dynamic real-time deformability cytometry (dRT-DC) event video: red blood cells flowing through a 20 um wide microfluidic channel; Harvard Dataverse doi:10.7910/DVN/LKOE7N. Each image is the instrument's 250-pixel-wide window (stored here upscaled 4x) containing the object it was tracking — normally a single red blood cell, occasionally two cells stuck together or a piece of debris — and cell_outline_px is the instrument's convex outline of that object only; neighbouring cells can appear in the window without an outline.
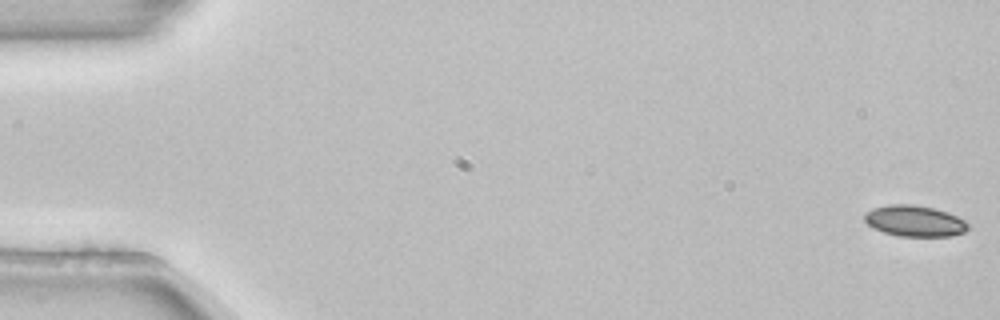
{"species": "common noctule bat (a hibernating species)", "species_latin": "Nyctalus noctula", "temperature_condition": "room temperature", "stored_images_in_passage": 3, "camera_frame_rate_fps": 3000, "um_per_image_px": 0.085, "animal": {"sex": "female", "body_mass_g": 22.7, "forearm_length_mm": 54.2}, "frame": {"image": 1, "passage_image": 1, "time_ms": 0.0, "image_size_px": [1000, 320], "cell_outline_px": [[968, 228], [964, 232], [952, 236], [900, 236], [884, 232], [872, 228], [864, 220], [864, 212], [872, 208], [888, 204], [912, 204], [932, 208], [948, 212], [964, 220], [968, 224]], "centroid_in_image_um": [77.71, 18.77], "position_along_channel_um": 7.3, "area_um2": 18.79}}